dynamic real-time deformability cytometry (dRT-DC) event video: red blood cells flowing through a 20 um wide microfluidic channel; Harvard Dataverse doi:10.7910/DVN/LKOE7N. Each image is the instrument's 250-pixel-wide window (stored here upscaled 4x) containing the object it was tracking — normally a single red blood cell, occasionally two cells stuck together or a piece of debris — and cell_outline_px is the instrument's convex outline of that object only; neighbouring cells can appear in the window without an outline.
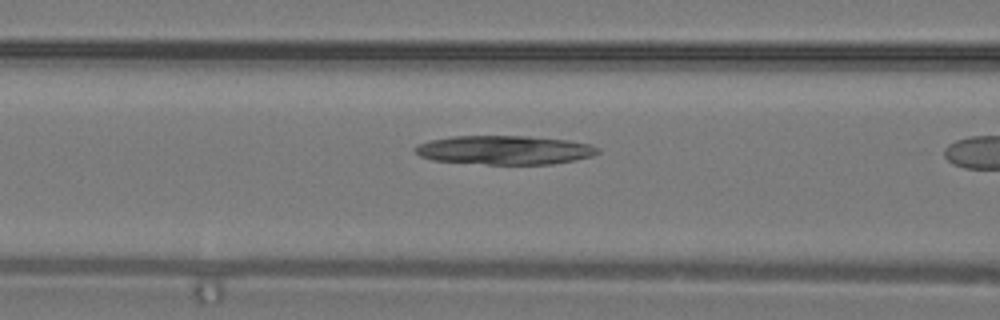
{"species": "common noctule bat (a hibernating species)", "species_latin": "Nyctalus noctula", "temperature_condition": "warm", "stored_images_in_passage": 9, "camera_frame_rate_fps": 3000, "um_per_image_px": 0.085, "animal": {"sex": "male", "body_mass_g": 19.2, "forearm_length_mm": 51.8}, "frame": {"image": 1, "passage_image": 8, "time_ms": 2.333, "image_size_px": [1000, 320], "cell_outline_px": [[600, 152], [592, 156], [576, 160], [552, 164], [488, 164], [432, 160], [420, 156], [412, 148], [428, 140], [452, 136], [528, 136], [568, 140], [588, 144], [600, 148]], "centroid_in_image_um": [42.89, 12.75], "position_along_channel_um": 123.7, "area_um2": 30.81}}